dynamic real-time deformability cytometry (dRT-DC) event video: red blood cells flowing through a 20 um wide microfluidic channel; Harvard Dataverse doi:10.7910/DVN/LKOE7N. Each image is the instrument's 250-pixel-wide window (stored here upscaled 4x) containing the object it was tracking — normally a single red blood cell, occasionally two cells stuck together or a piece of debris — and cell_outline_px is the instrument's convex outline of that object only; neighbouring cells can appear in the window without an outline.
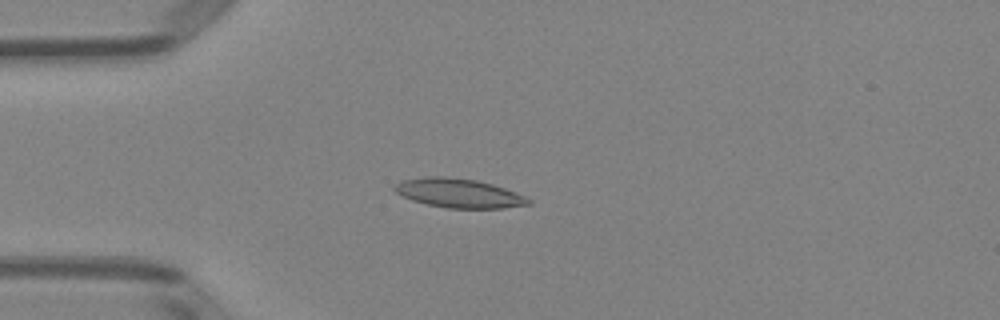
{"species": "Egyptian fruit bat (a non-hibernating species)", "species_latin": "Rousettus aegyptiacus", "temperature_condition": "room temperature", "stored_images_in_passage": 51, "camera_frame_rate_fps": 3000, "um_per_image_px": 0.085, "animal": {"sex": "female"}, "frame": {"image": 1, "passage_image": 14, "time_ms": 4.333, "image_size_px": [1000, 320], "cell_outline_px": [[532, 204], [504, 208], [448, 208], [428, 204], [412, 200], [396, 192], [392, 188], [396, 184], [404, 180], [424, 176], [444, 176], [476, 180], [492, 184], [504, 188], [524, 196], [532, 200]], "centroid_in_image_um": [39.01, 16.42], "position_along_channel_um": 46.0, "area_um2": 22.54}}
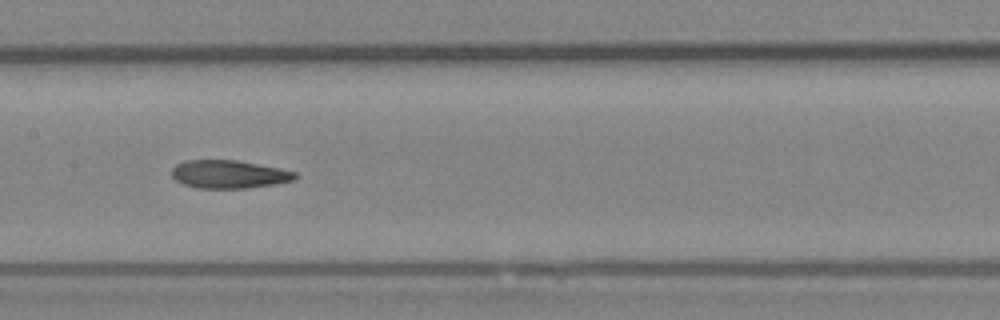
{"frame": {"image": 2, "passage_image": 26, "time_ms": 8.333, "image_size_px": [1000, 320], "cell_outline_px": [[296, 180], [276, 184], [248, 188], [196, 188], [184, 184], [176, 180], [172, 176], [172, 168], [176, 164], [184, 160], [236, 160], [280, 168], [296, 172]], "centroid_in_image_um": [19.47, 14.81], "position_along_channel_um": 187.9, "area_um2": 20.29}}
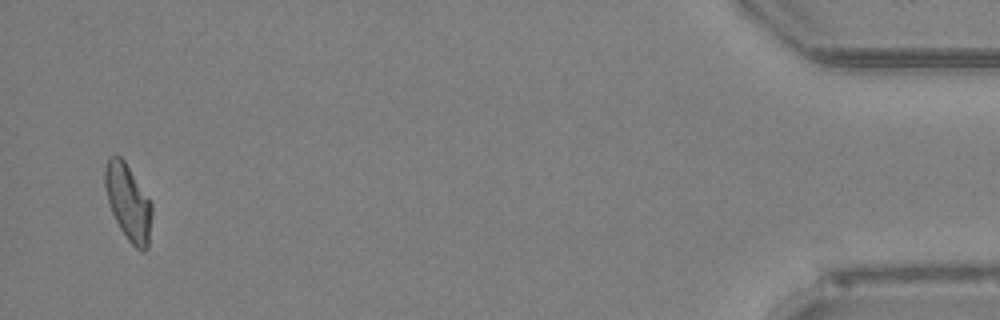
{"frame": {"image": 3, "passage_image": 50, "time_ms": 16.333, "image_size_px": [1000, 320], "cell_outline_px": [[152, 212], [148, 248], [144, 252], [140, 252], [128, 240], [120, 228], [112, 212], [108, 200], [104, 184], [104, 164], [108, 156], [120, 156], [124, 160], [152, 204]], "centroid_in_image_um": [10.89, 17.2], "position_along_channel_um": 424.3, "area_um2": 20.69}, "authors_computed_cell_mechanics": {"area_um2": 20.9814, "velocity_mm_per_s": 4.0031, "shape_relaxation_time_tau1_ms": 11.2354, "shape_relaxation_time_tau2_ms": 2.4368, "deformation_change_tau1": 0.2849, "deformation_change_tau2": 0.1015}}